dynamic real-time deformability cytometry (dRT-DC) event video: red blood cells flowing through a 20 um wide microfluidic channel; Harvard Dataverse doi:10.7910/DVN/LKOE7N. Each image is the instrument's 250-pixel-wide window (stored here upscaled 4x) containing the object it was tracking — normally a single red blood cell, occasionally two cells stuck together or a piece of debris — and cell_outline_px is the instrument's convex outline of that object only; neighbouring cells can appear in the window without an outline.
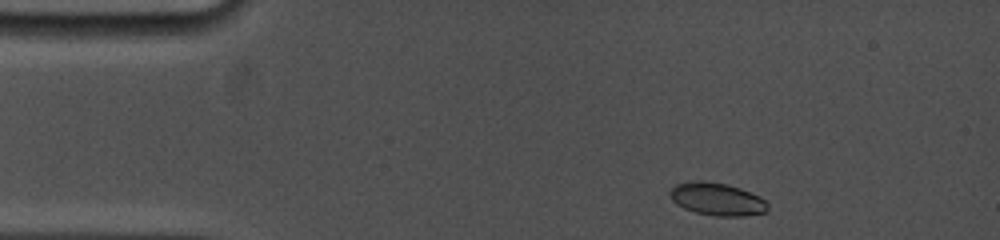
{"species": "common noctule bat (a hibernating species)", "species_latin": "Nyctalus noctula", "temperature_condition": "cold", "stored_images_in_passage": 56, "camera_frame_rate_fps": 5000, "um_per_image_px": 0.085, "animal": {"sex": "female", "body_mass_g": 19.0, "forearm_length_mm": 53.3}, "frame": {"image": 1, "passage_image": 1, "time_ms": 0.0, "image_size_px": [1000, 240], "cell_outline_px": [[768, 212], [744, 216], [716, 216], [696, 212], [684, 208], [676, 204], [672, 200], [668, 192], [676, 184], [696, 180], [704, 180], [728, 184], [740, 188], [760, 196], [768, 204]], "centroid_in_image_um": [60.96, 16.92], "position_along_channel_um": 24.0, "area_um2": 18.79}}
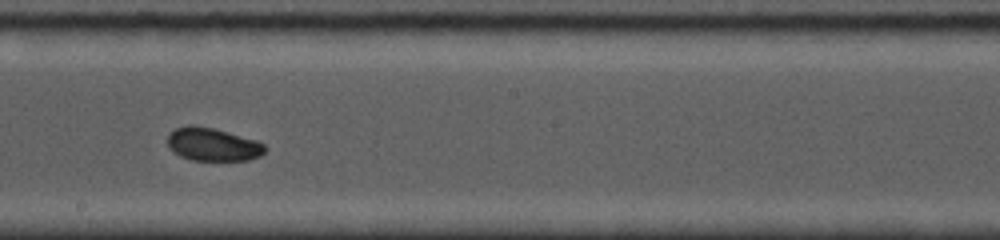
{"frame": {"image": 2, "passage_image": 31, "time_ms": 7.2, "image_size_px": [1000, 240], "cell_outline_px": [[268, 148], [260, 156], [248, 160], [192, 160], [180, 156], [168, 148], [168, 132], [176, 128], [188, 124], [196, 124], [212, 128], [256, 140], [264, 144]], "centroid_in_image_um": [18.06, 12.27], "position_along_channel_um": 230.1, "area_um2": 18.9}}
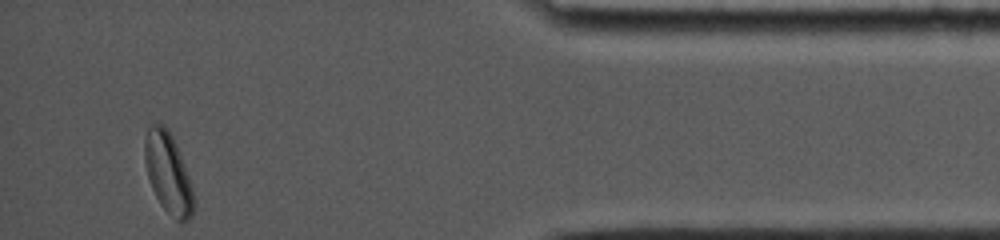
{"frame": {"image": 3, "passage_image": 56, "time_ms": 13.2, "image_size_px": [1000, 240], "cell_outline_px": [[196, 200], [192, 216], [188, 220], [176, 220], [160, 204], [152, 188], [148, 176], [144, 160], [144, 140], [148, 128], [152, 124], [164, 124], [168, 128], [172, 136], [184, 164]], "centroid_in_image_um": [14.29, 14.71], "position_along_channel_um": 420.9, "area_um2": 22.83}, "authors_computed_cell_mechanics": {"area_um2": 19.2474, "velocity_mm_per_s": 3.7671, "shape_relaxation_time_tau1_ms": 2.8272, "shape_relaxation_time_tau2_ms": 4.2633, "deformation_change_tau1": 0.0867, "deformation_change_tau2": 0.0586}}